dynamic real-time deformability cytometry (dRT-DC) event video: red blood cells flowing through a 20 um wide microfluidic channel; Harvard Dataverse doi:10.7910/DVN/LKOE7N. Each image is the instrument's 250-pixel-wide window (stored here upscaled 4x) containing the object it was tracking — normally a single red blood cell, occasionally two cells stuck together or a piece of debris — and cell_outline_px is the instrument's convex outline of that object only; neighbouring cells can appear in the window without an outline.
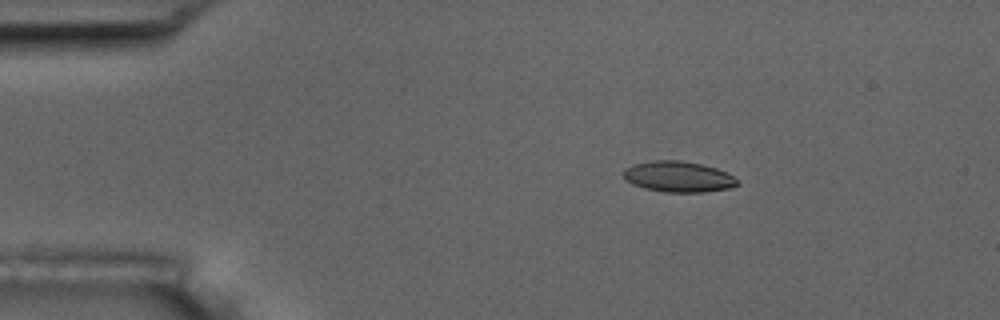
{"species": "common noctule bat (a hibernating species)", "species_latin": "Nyctalus noctula", "temperature_condition": "room temperature", "stored_images_in_passage": 4, "camera_frame_rate_fps": 3000, "um_per_image_px": 0.085, "animal": {"sex": "male", "body_mass_g": 17.5, "forearm_length_mm": 52.3}, "frame": {"image": 1, "passage_image": 2, "time_ms": 1.0, "image_size_px": [1000, 320], "cell_outline_px": [[740, 184], [732, 188], [704, 192], [664, 192], [644, 188], [632, 184], [624, 180], [624, 168], [632, 164], [652, 160], [680, 160], [700, 164], [716, 168], [740, 180]], "centroid_in_image_um": [57.65, 15.02], "position_along_channel_um": 27.4, "area_um2": 20.63}}